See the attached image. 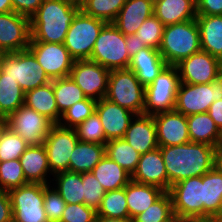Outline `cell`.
Instances as JSON below:
<instances>
[{"instance_id":"1","label":"cell","mask_w":222,"mask_h":222,"mask_svg":"<svg viewBox=\"0 0 222 222\" xmlns=\"http://www.w3.org/2000/svg\"><path fill=\"white\" fill-rule=\"evenodd\" d=\"M160 149L168 177V192L173 184L202 176L214 168V146L188 142Z\"/></svg>"},{"instance_id":"2","label":"cell","mask_w":222,"mask_h":222,"mask_svg":"<svg viewBox=\"0 0 222 222\" xmlns=\"http://www.w3.org/2000/svg\"><path fill=\"white\" fill-rule=\"evenodd\" d=\"M79 7L60 0H44L30 17V41L64 43Z\"/></svg>"},{"instance_id":"3","label":"cell","mask_w":222,"mask_h":222,"mask_svg":"<svg viewBox=\"0 0 222 222\" xmlns=\"http://www.w3.org/2000/svg\"><path fill=\"white\" fill-rule=\"evenodd\" d=\"M167 65L175 66L181 60L201 51L200 33L196 19L164 26L158 49Z\"/></svg>"},{"instance_id":"4","label":"cell","mask_w":222,"mask_h":222,"mask_svg":"<svg viewBox=\"0 0 222 222\" xmlns=\"http://www.w3.org/2000/svg\"><path fill=\"white\" fill-rule=\"evenodd\" d=\"M0 69L7 77L17 80L25 93L51 82L29 49L14 53H2Z\"/></svg>"},{"instance_id":"5","label":"cell","mask_w":222,"mask_h":222,"mask_svg":"<svg viewBox=\"0 0 222 222\" xmlns=\"http://www.w3.org/2000/svg\"><path fill=\"white\" fill-rule=\"evenodd\" d=\"M105 98L136 115L144 114L145 86L129 68L110 71Z\"/></svg>"},{"instance_id":"6","label":"cell","mask_w":222,"mask_h":222,"mask_svg":"<svg viewBox=\"0 0 222 222\" xmlns=\"http://www.w3.org/2000/svg\"><path fill=\"white\" fill-rule=\"evenodd\" d=\"M89 60L110 71L129 67L131 57L126 48L125 35L113 23L103 26Z\"/></svg>"},{"instance_id":"7","label":"cell","mask_w":222,"mask_h":222,"mask_svg":"<svg viewBox=\"0 0 222 222\" xmlns=\"http://www.w3.org/2000/svg\"><path fill=\"white\" fill-rule=\"evenodd\" d=\"M179 85L177 67L167 65L154 81L145 87L144 114L154 116L174 110Z\"/></svg>"},{"instance_id":"8","label":"cell","mask_w":222,"mask_h":222,"mask_svg":"<svg viewBox=\"0 0 222 222\" xmlns=\"http://www.w3.org/2000/svg\"><path fill=\"white\" fill-rule=\"evenodd\" d=\"M220 99H222V73L207 84L180 82L174 110L185 116L207 113L210 105Z\"/></svg>"},{"instance_id":"9","label":"cell","mask_w":222,"mask_h":222,"mask_svg":"<svg viewBox=\"0 0 222 222\" xmlns=\"http://www.w3.org/2000/svg\"><path fill=\"white\" fill-rule=\"evenodd\" d=\"M105 21L84 14H76L67 31L64 46L74 60L90 59L95 41Z\"/></svg>"},{"instance_id":"10","label":"cell","mask_w":222,"mask_h":222,"mask_svg":"<svg viewBox=\"0 0 222 222\" xmlns=\"http://www.w3.org/2000/svg\"><path fill=\"white\" fill-rule=\"evenodd\" d=\"M13 222H49L45 210L44 185L27 183L8 191Z\"/></svg>"},{"instance_id":"11","label":"cell","mask_w":222,"mask_h":222,"mask_svg":"<svg viewBox=\"0 0 222 222\" xmlns=\"http://www.w3.org/2000/svg\"><path fill=\"white\" fill-rule=\"evenodd\" d=\"M173 213L185 221L203 218L202 176H195L173 184L169 190Z\"/></svg>"},{"instance_id":"12","label":"cell","mask_w":222,"mask_h":222,"mask_svg":"<svg viewBox=\"0 0 222 222\" xmlns=\"http://www.w3.org/2000/svg\"><path fill=\"white\" fill-rule=\"evenodd\" d=\"M8 127L29 145H41L54 123L34 109L22 105L6 118Z\"/></svg>"},{"instance_id":"13","label":"cell","mask_w":222,"mask_h":222,"mask_svg":"<svg viewBox=\"0 0 222 222\" xmlns=\"http://www.w3.org/2000/svg\"><path fill=\"white\" fill-rule=\"evenodd\" d=\"M78 141L75 128H67L59 124L52 126L43 141L52 173L69 171L70 156Z\"/></svg>"},{"instance_id":"14","label":"cell","mask_w":222,"mask_h":222,"mask_svg":"<svg viewBox=\"0 0 222 222\" xmlns=\"http://www.w3.org/2000/svg\"><path fill=\"white\" fill-rule=\"evenodd\" d=\"M28 49L51 80L70 76L75 60L64 43L30 41Z\"/></svg>"},{"instance_id":"15","label":"cell","mask_w":222,"mask_h":222,"mask_svg":"<svg viewBox=\"0 0 222 222\" xmlns=\"http://www.w3.org/2000/svg\"><path fill=\"white\" fill-rule=\"evenodd\" d=\"M110 70L89 59L75 60L70 77L87 98L96 101L105 98Z\"/></svg>"},{"instance_id":"16","label":"cell","mask_w":222,"mask_h":222,"mask_svg":"<svg viewBox=\"0 0 222 222\" xmlns=\"http://www.w3.org/2000/svg\"><path fill=\"white\" fill-rule=\"evenodd\" d=\"M180 82L187 84L211 83L222 73V61L205 51H199L175 65Z\"/></svg>"},{"instance_id":"17","label":"cell","mask_w":222,"mask_h":222,"mask_svg":"<svg viewBox=\"0 0 222 222\" xmlns=\"http://www.w3.org/2000/svg\"><path fill=\"white\" fill-rule=\"evenodd\" d=\"M30 18L14 11L0 13V51L14 53L28 49Z\"/></svg>"},{"instance_id":"18","label":"cell","mask_w":222,"mask_h":222,"mask_svg":"<svg viewBox=\"0 0 222 222\" xmlns=\"http://www.w3.org/2000/svg\"><path fill=\"white\" fill-rule=\"evenodd\" d=\"M159 147L185 144L190 141L187 116L176 110L153 116Z\"/></svg>"},{"instance_id":"19","label":"cell","mask_w":222,"mask_h":222,"mask_svg":"<svg viewBox=\"0 0 222 222\" xmlns=\"http://www.w3.org/2000/svg\"><path fill=\"white\" fill-rule=\"evenodd\" d=\"M95 112L101 120L107 140L124 138L131 120L136 116L130 110L106 98L97 101Z\"/></svg>"},{"instance_id":"20","label":"cell","mask_w":222,"mask_h":222,"mask_svg":"<svg viewBox=\"0 0 222 222\" xmlns=\"http://www.w3.org/2000/svg\"><path fill=\"white\" fill-rule=\"evenodd\" d=\"M131 179L140 184L157 186L168 192V177L160 147L140 155Z\"/></svg>"},{"instance_id":"21","label":"cell","mask_w":222,"mask_h":222,"mask_svg":"<svg viewBox=\"0 0 222 222\" xmlns=\"http://www.w3.org/2000/svg\"><path fill=\"white\" fill-rule=\"evenodd\" d=\"M131 120L124 139L140 154L153 151L159 147L157 129L153 116L141 114Z\"/></svg>"},{"instance_id":"22","label":"cell","mask_w":222,"mask_h":222,"mask_svg":"<svg viewBox=\"0 0 222 222\" xmlns=\"http://www.w3.org/2000/svg\"><path fill=\"white\" fill-rule=\"evenodd\" d=\"M154 15V0H127L113 24L126 36L136 34L141 24Z\"/></svg>"},{"instance_id":"23","label":"cell","mask_w":222,"mask_h":222,"mask_svg":"<svg viewBox=\"0 0 222 222\" xmlns=\"http://www.w3.org/2000/svg\"><path fill=\"white\" fill-rule=\"evenodd\" d=\"M167 66L158 49L143 48L131 57L129 69L135 73L143 86L154 81Z\"/></svg>"},{"instance_id":"24","label":"cell","mask_w":222,"mask_h":222,"mask_svg":"<svg viewBox=\"0 0 222 222\" xmlns=\"http://www.w3.org/2000/svg\"><path fill=\"white\" fill-rule=\"evenodd\" d=\"M24 176L28 183L48 185L45 178L50 172L47 151L43 144L29 145L19 158Z\"/></svg>"},{"instance_id":"25","label":"cell","mask_w":222,"mask_h":222,"mask_svg":"<svg viewBox=\"0 0 222 222\" xmlns=\"http://www.w3.org/2000/svg\"><path fill=\"white\" fill-rule=\"evenodd\" d=\"M154 15L164 26L196 19V0H154Z\"/></svg>"},{"instance_id":"26","label":"cell","mask_w":222,"mask_h":222,"mask_svg":"<svg viewBox=\"0 0 222 222\" xmlns=\"http://www.w3.org/2000/svg\"><path fill=\"white\" fill-rule=\"evenodd\" d=\"M201 50L222 61V15H197Z\"/></svg>"},{"instance_id":"27","label":"cell","mask_w":222,"mask_h":222,"mask_svg":"<svg viewBox=\"0 0 222 222\" xmlns=\"http://www.w3.org/2000/svg\"><path fill=\"white\" fill-rule=\"evenodd\" d=\"M129 219L147 210L165 191L154 185L130 181L125 186Z\"/></svg>"},{"instance_id":"28","label":"cell","mask_w":222,"mask_h":222,"mask_svg":"<svg viewBox=\"0 0 222 222\" xmlns=\"http://www.w3.org/2000/svg\"><path fill=\"white\" fill-rule=\"evenodd\" d=\"M24 105L58 124L61 114L56 105L52 81L25 93Z\"/></svg>"},{"instance_id":"29","label":"cell","mask_w":222,"mask_h":222,"mask_svg":"<svg viewBox=\"0 0 222 222\" xmlns=\"http://www.w3.org/2000/svg\"><path fill=\"white\" fill-rule=\"evenodd\" d=\"M187 125L191 142L214 147L220 144L222 132L208 113L187 116Z\"/></svg>"},{"instance_id":"30","label":"cell","mask_w":222,"mask_h":222,"mask_svg":"<svg viewBox=\"0 0 222 222\" xmlns=\"http://www.w3.org/2000/svg\"><path fill=\"white\" fill-rule=\"evenodd\" d=\"M91 172L106 192L124 188L132 180L130 173L106 154Z\"/></svg>"},{"instance_id":"31","label":"cell","mask_w":222,"mask_h":222,"mask_svg":"<svg viewBox=\"0 0 222 222\" xmlns=\"http://www.w3.org/2000/svg\"><path fill=\"white\" fill-rule=\"evenodd\" d=\"M104 156L105 145L78 141L70 156L69 171L91 172Z\"/></svg>"},{"instance_id":"32","label":"cell","mask_w":222,"mask_h":222,"mask_svg":"<svg viewBox=\"0 0 222 222\" xmlns=\"http://www.w3.org/2000/svg\"><path fill=\"white\" fill-rule=\"evenodd\" d=\"M203 218L219 213L222 204V173L215 168L202 175Z\"/></svg>"},{"instance_id":"33","label":"cell","mask_w":222,"mask_h":222,"mask_svg":"<svg viewBox=\"0 0 222 222\" xmlns=\"http://www.w3.org/2000/svg\"><path fill=\"white\" fill-rule=\"evenodd\" d=\"M25 92L18 81L6 74H0V119L8 118L14 111L24 105Z\"/></svg>"},{"instance_id":"34","label":"cell","mask_w":222,"mask_h":222,"mask_svg":"<svg viewBox=\"0 0 222 222\" xmlns=\"http://www.w3.org/2000/svg\"><path fill=\"white\" fill-rule=\"evenodd\" d=\"M105 154L130 175L136 170L141 155L124 138L108 140L105 145Z\"/></svg>"},{"instance_id":"35","label":"cell","mask_w":222,"mask_h":222,"mask_svg":"<svg viewBox=\"0 0 222 222\" xmlns=\"http://www.w3.org/2000/svg\"><path fill=\"white\" fill-rule=\"evenodd\" d=\"M51 81L56 105L61 115L72 105L86 98L81 88L70 76L52 79Z\"/></svg>"},{"instance_id":"36","label":"cell","mask_w":222,"mask_h":222,"mask_svg":"<svg viewBox=\"0 0 222 222\" xmlns=\"http://www.w3.org/2000/svg\"><path fill=\"white\" fill-rule=\"evenodd\" d=\"M57 188H54L66 204H84L82 173L63 171L55 174Z\"/></svg>"},{"instance_id":"37","label":"cell","mask_w":222,"mask_h":222,"mask_svg":"<svg viewBox=\"0 0 222 222\" xmlns=\"http://www.w3.org/2000/svg\"><path fill=\"white\" fill-rule=\"evenodd\" d=\"M127 0H84L80 10L91 17L113 23Z\"/></svg>"},{"instance_id":"38","label":"cell","mask_w":222,"mask_h":222,"mask_svg":"<svg viewBox=\"0 0 222 222\" xmlns=\"http://www.w3.org/2000/svg\"><path fill=\"white\" fill-rule=\"evenodd\" d=\"M97 216L108 218H129L125 187L107 191L102 199Z\"/></svg>"},{"instance_id":"39","label":"cell","mask_w":222,"mask_h":222,"mask_svg":"<svg viewBox=\"0 0 222 222\" xmlns=\"http://www.w3.org/2000/svg\"><path fill=\"white\" fill-rule=\"evenodd\" d=\"M172 198L165 192L144 212L132 219V222H164L173 215Z\"/></svg>"},{"instance_id":"40","label":"cell","mask_w":222,"mask_h":222,"mask_svg":"<svg viewBox=\"0 0 222 222\" xmlns=\"http://www.w3.org/2000/svg\"><path fill=\"white\" fill-rule=\"evenodd\" d=\"M97 101L91 98H85L68 108L61 116L60 126L75 128L92 115L96 110ZM65 121L64 123L61 122ZM67 123V124H66ZM65 124V125H64Z\"/></svg>"},{"instance_id":"41","label":"cell","mask_w":222,"mask_h":222,"mask_svg":"<svg viewBox=\"0 0 222 222\" xmlns=\"http://www.w3.org/2000/svg\"><path fill=\"white\" fill-rule=\"evenodd\" d=\"M79 141L106 145L107 139L96 112L75 127Z\"/></svg>"},{"instance_id":"42","label":"cell","mask_w":222,"mask_h":222,"mask_svg":"<svg viewBox=\"0 0 222 222\" xmlns=\"http://www.w3.org/2000/svg\"><path fill=\"white\" fill-rule=\"evenodd\" d=\"M29 144L7 127L0 141V162L19 159Z\"/></svg>"},{"instance_id":"43","label":"cell","mask_w":222,"mask_h":222,"mask_svg":"<svg viewBox=\"0 0 222 222\" xmlns=\"http://www.w3.org/2000/svg\"><path fill=\"white\" fill-rule=\"evenodd\" d=\"M19 159L0 162V189H11L27 184Z\"/></svg>"},{"instance_id":"44","label":"cell","mask_w":222,"mask_h":222,"mask_svg":"<svg viewBox=\"0 0 222 222\" xmlns=\"http://www.w3.org/2000/svg\"><path fill=\"white\" fill-rule=\"evenodd\" d=\"M163 30V23L155 15H152L141 24L136 35L141 43H144L145 47L159 49Z\"/></svg>"},{"instance_id":"45","label":"cell","mask_w":222,"mask_h":222,"mask_svg":"<svg viewBox=\"0 0 222 222\" xmlns=\"http://www.w3.org/2000/svg\"><path fill=\"white\" fill-rule=\"evenodd\" d=\"M84 204L97 211L106 193L92 172L82 173Z\"/></svg>"},{"instance_id":"46","label":"cell","mask_w":222,"mask_h":222,"mask_svg":"<svg viewBox=\"0 0 222 222\" xmlns=\"http://www.w3.org/2000/svg\"><path fill=\"white\" fill-rule=\"evenodd\" d=\"M66 207L65 200L50 185H44L43 208L49 222H60Z\"/></svg>"},{"instance_id":"47","label":"cell","mask_w":222,"mask_h":222,"mask_svg":"<svg viewBox=\"0 0 222 222\" xmlns=\"http://www.w3.org/2000/svg\"><path fill=\"white\" fill-rule=\"evenodd\" d=\"M97 211L85 204H66L60 222H94Z\"/></svg>"},{"instance_id":"48","label":"cell","mask_w":222,"mask_h":222,"mask_svg":"<svg viewBox=\"0 0 222 222\" xmlns=\"http://www.w3.org/2000/svg\"><path fill=\"white\" fill-rule=\"evenodd\" d=\"M44 0H11L15 13L31 17L43 3Z\"/></svg>"},{"instance_id":"49","label":"cell","mask_w":222,"mask_h":222,"mask_svg":"<svg viewBox=\"0 0 222 222\" xmlns=\"http://www.w3.org/2000/svg\"><path fill=\"white\" fill-rule=\"evenodd\" d=\"M197 15H222V0H196Z\"/></svg>"},{"instance_id":"50","label":"cell","mask_w":222,"mask_h":222,"mask_svg":"<svg viewBox=\"0 0 222 222\" xmlns=\"http://www.w3.org/2000/svg\"><path fill=\"white\" fill-rule=\"evenodd\" d=\"M0 222H13L12 206L8 191L0 189Z\"/></svg>"},{"instance_id":"51","label":"cell","mask_w":222,"mask_h":222,"mask_svg":"<svg viewBox=\"0 0 222 222\" xmlns=\"http://www.w3.org/2000/svg\"><path fill=\"white\" fill-rule=\"evenodd\" d=\"M222 132V99L214 101L207 112Z\"/></svg>"},{"instance_id":"52","label":"cell","mask_w":222,"mask_h":222,"mask_svg":"<svg viewBox=\"0 0 222 222\" xmlns=\"http://www.w3.org/2000/svg\"><path fill=\"white\" fill-rule=\"evenodd\" d=\"M126 48L130 57L134 56L139 50L146 48L144 43L138 39L136 34L126 35Z\"/></svg>"},{"instance_id":"53","label":"cell","mask_w":222,"mask_h":222,"mask_svg":"<svg viewBox=\"0 0 222 222\" xmlns=\"http://www.w3.org/2000/svg\"><path fill=\"white\" fill-rule=\"evenodd\" d=\"M214 168L222 173V144L215 147Z\"/></svg>"},{"instance_id":"54","label":"cell","mask_w":222,"mask_h":222,"mask_svg":"<svg viewBox=\"0 0 222 222\" xmlns=\"http://www.w3.org/2000/svg\"><path fill=\"white\" fill-rule=\"evenodd\" d=\"M94 222H132L129 218H108L96 216Z\"/></svg>"},{"instance_id":"55","label":"cell","mask_w":222,"mask_h":222,"mask_svg":"<svg viewBox=\"0 0 222 222\" xmlns=\"http://www.w3.org/2000/svg\"><path fill=\"white\" fill-rule=\"evenodd\" d=\"M13 11L11 0H0V13H9Z\"/></svg>"},{"instance_id":"56","label":"cell","mask_w":222,"mask_h":222,"mask_svg":"<svg viewBox=\"0 0 222 222\" xmlns=\"http://www.w3.org/2000/svg\"><path fill=\"white\" fill-rule=\"evenodd\" d=\"M193 222H222V218H218V217H205V218H200V219H196L193 220Z\"/></svg>"},{"instance_id":"57","label":"cell","mask_w":222,"mask_h":222,"mask_svg":"<svg viewBox=\"0 0 222 222\" xmlns=\"http://www.w3.org/2000/svg\"><path fill=\"white\" fill-rule=\"evenodd\" d=\"M60 1L69 3V4L79 7V8H81L84 3V0H60Z\"/></svg>"},{"instance_id":"58","label":"cell","mask_w":222,"mask_h":222,"mask_svg":"<svg viewBox=\"0 0 222 222\" xmlns=\"http://www.w3.org/2000/svg\"><path fill=\"white\" fill-rule=\"evenodd\" d=\"M8 127L6 119H0V141L3 136L4 130Z\"/></svg>"},{"instance_id":"59","label":"cell","mask_w":222,"mask_h":222,"mask_svg":"<svg viewBox=\"0 0 222 222\" xmlns=\"http://www.w3.org/2000/svg\"><path fill=\"white\" fill-rule=\"evenodd\" d=\"M164 222H185V220L180 218L177 214H173L169 219Z\"/></svg>"},{"instance_id":"60","label":"cell","mask_w":222,"mask_h":222,"mask_svg":"<svg viewBox=\"0 0 222 222\" xmlns=\"http://www.w3.org/2000/svg\"><path fill=\"white\" fill-rule=\"evenodd\" d=\"M215 217L222 218V204L219 213Z\"/></svg>"}]
</instances>
